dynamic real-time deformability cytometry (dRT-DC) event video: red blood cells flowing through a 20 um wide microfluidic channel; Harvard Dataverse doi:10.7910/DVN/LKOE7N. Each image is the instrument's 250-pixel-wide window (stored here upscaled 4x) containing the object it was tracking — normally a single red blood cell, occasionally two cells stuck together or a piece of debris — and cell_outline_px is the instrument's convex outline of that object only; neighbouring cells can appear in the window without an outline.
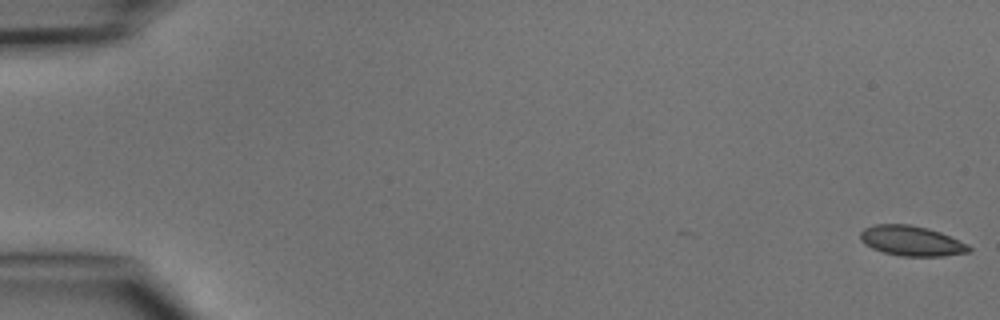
{"species": "common noctule bat (a hibernating species)", "species_latin": "Nyctalus noctula", "temperature_condition": "cold", "stored_images_in_passage": 4, "camera_frame_rate_fps": 3000, "um_per_image_px": 0.085, "animal": {"sex": "male", "body_mass_g": 15.6}, "frame": {"image": 1, "passage_image": 1, "time_ms": 0.0, "image_size_px": [1000, 320], "cell_outline_px": [[972, 252], [944, 256], [900, 256], [884, 252], [872, 248], [864, 244], [860, 240], [860, 232], [864, 228], [876, 224], [908, 224], [928, 228], [940, 232], [968, 244], [972, 248]], "centroid_in_image_um": [77.49, 20.48], "position_along_channel_um": 7.5, "area_um2": 19.13}}
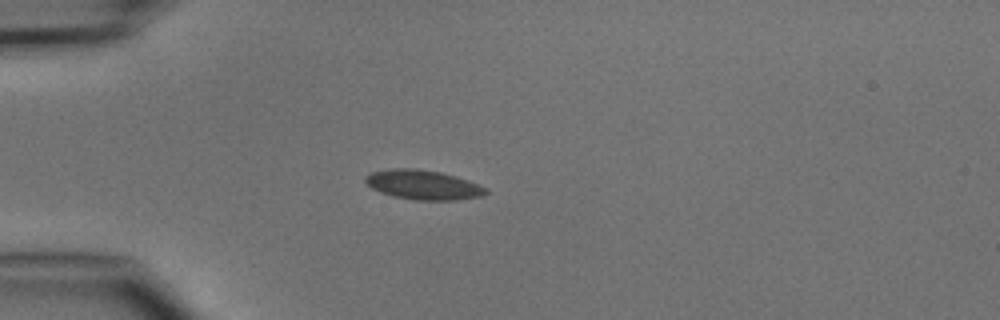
{"frame": {"image": 2, "passage_image": 4, "time_ms": 4.333, "image_size_px": [1000, 320], "cell_outline_px": [[488, 192], [484, 196], [456, 200], [416, 200], [392, 196], [380, 192], [372, 188], [364, 180], [364, 176], [368, 172], [384, 168], [416, 168], [440, 172], [456, 176], [468, 180], [488, 188]], "centroid_in_image_um": [35.94, 15.7], "position_along_channel_um": 49.1, "area_um2": 21.1}}